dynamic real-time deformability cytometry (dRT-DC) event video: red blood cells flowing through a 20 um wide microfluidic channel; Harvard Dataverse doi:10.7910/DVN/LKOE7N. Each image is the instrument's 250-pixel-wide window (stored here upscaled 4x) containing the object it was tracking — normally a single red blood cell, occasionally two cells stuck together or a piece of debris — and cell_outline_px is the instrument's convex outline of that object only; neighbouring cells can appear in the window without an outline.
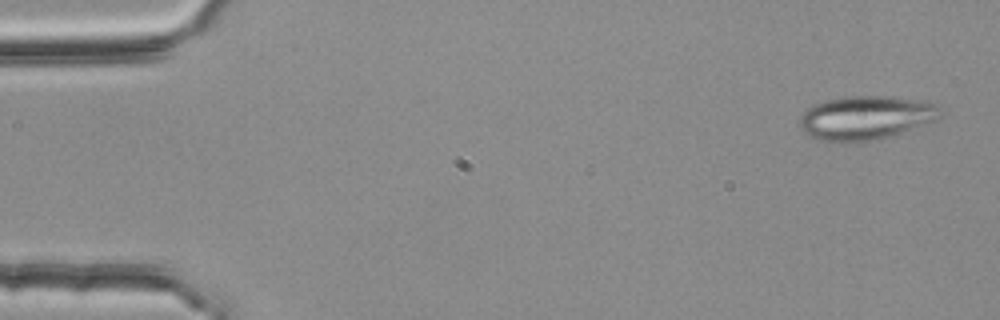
{"species": "common noctule bat (a hibernating species)", "species_latin": "Nyctalus noctula", "temperature_condition": "room temperature", "stored_images_in_passage": 52, "camera_frame_rate_fps": 3000, "um_per_image_px": 0.085, "animal": {"sex": "female", "body_mass_g": 25.1}, "frame": {"image": 1, "passage_image": 1, "time_ms": 0.0, "image_size_px": [1000, 320], "cell_outline_px": [[940, 116], [936, 120], [884, 136], [868, 140], [844, 144], [820, 140], [808, 136], [804, 132], [800, 124], [800, 116], [812, 104], [824, 100], [848, 96], [888, 96], [920, 100], [932, 104], [940, 108]], "centroid_in_image_um": [73.49, 10.0], "position_along_channel_um": 11.5, "area_um2": 35.49}}
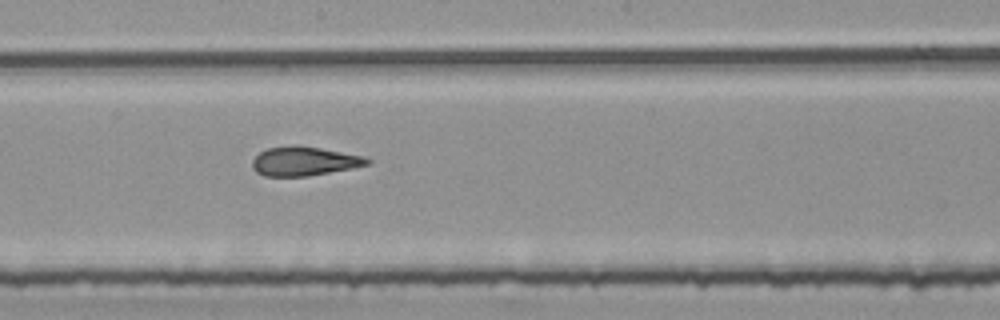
{"frame": {"image": 2, "passage_image": 28, "time_ms": 9.0, "image_size_px": [1000, 320], "cell_outline_px": [[372, 164], [352, 168], [308, 176], [264, 176], [256, 172], [252, 168], [252, 160], [260, 152], [268, 148], [292, 144], [296, 144], [320, 148], [364, 156], [372, 160]], "centroid_in_image_um": [25.86, 13.69], "position_along_channel_um": 222.3, "area_um2": 19.65}}
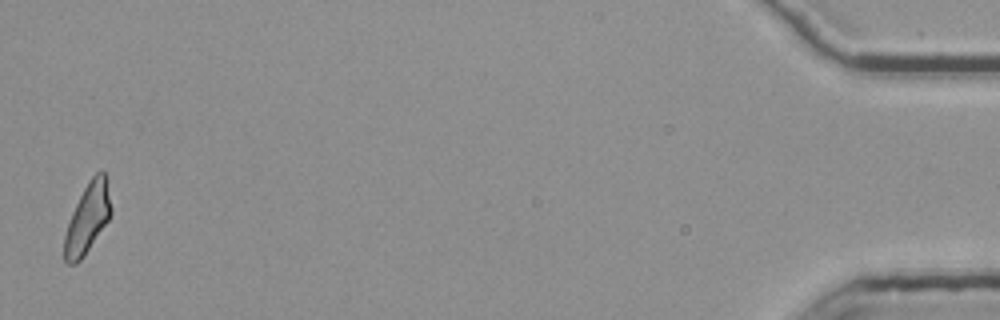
{"frame": {"image": 3, "passage_image": 52, "time_ms": 17.0, "image_size_px": [1000, 320], "cell_outline_px": [[112, 212], [108, 220], [84, 256], [76, 264], [68, 264], [64, 260], [64, 236], [72, 212], [84, 188], [92, 176], [100, 168], [108, 176], [112, 208]], "centroid_in_image_um": [7.47, 18.51], "position_along_channel_um": 427.7, "area_um2": 19.13}, "authors_computed_cell_mechanics": {"area_um2": 19.9121, "velocity_mm_per_s": 3.7881, "shape_relaxation_time_tau1_ms": null, "shape_relaxation_time_tau2_ms": 1.693, "deformation_change_tau1": null, "deformation_change_tau2": 0.1095}}